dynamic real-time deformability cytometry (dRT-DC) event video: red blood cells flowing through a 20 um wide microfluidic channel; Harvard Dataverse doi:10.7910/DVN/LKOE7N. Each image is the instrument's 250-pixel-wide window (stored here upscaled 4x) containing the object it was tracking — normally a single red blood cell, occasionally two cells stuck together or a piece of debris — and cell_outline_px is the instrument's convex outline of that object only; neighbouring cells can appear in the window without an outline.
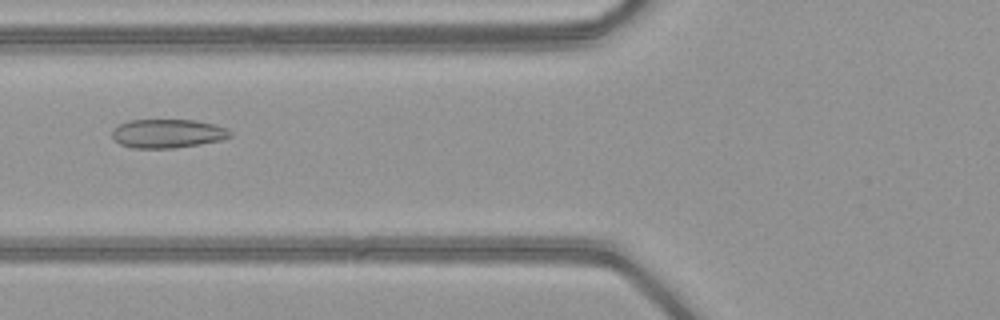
{"species": "common noctule bat (a hibernating species)", "species_latin": "Nyctalus noctula", "temperature_condition": "warm", "stored_images_in_passage": 44, "camera_frame_rate_fps": 3000, "um_per_image_px": 0.085, "animal": {"sex": "female", "body_mass_g": 21.9}, "frame": {"image": 1, "passage_image": 14, "time_ms": 4.333, "image_size_px": [1000, 320], "cell_outline_px": [[232, 136], [220, 140], [200, 144], [176, 148], [132, 148], [120, 144], [112, 136], [112, 128], [128, 120], [196, 120], [228, 128], [232, 132]], "centroid_in_image_um": [14.25, 11.35], "position_along_channel_um": 111.6, "area_um2": 19.88}}
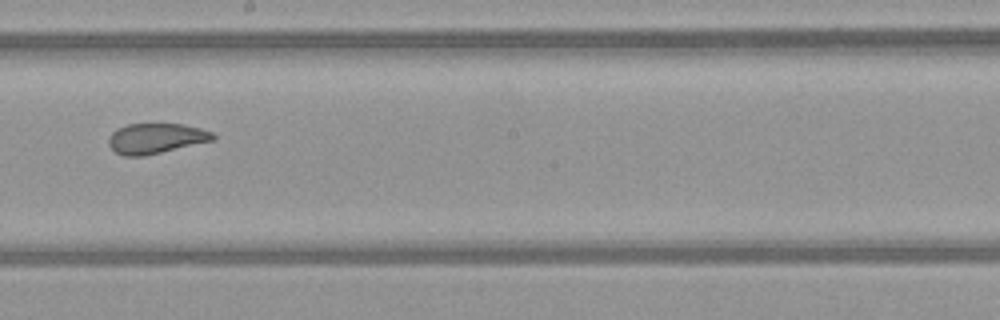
{"frame": {"image": 2, "passage_image": 23, "time_ms": 7.333, "image_size_px": [1000, 320], "cell_outline_px": [[216, 140], [144, 156], [124, 156], [116, 152], [108, 144], [108, 136], [116, 128], [128, 124], [184, 124], [200, 128], [212, 132], [216, 136]], "centroid_in_image_um": [13.26, 11.76], "position_along_channel_um": 234.9, "area_um2": 18.55}}
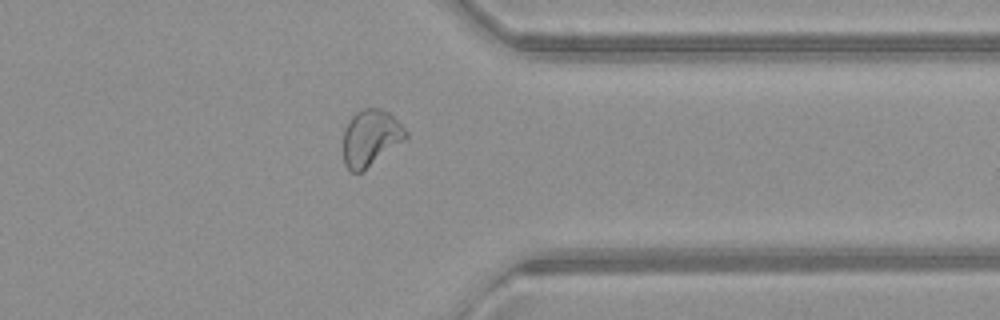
{"frame": {"image": 3, "passage_image": 34, "time_ms": 11.0, "image_size_px": [1000, 320], "cell_outline_px": [[408, 136], [404, 140], [360, 172], [352, 172], [344, 164], [344, 128], [348, 120], [360, 108], [380, 108], [388, 112], [408, 132]], "centroid_in_image_um": [31.48, 11.68], "position_along_channel_um": 379.9, "area_um2": 20.17}, "authors_computed_cell_mechanics": {"area_um2": 20.5768, "velocity_mm_per_s": 4.0945, "shape_relaxation_time_tau1_ms": null, "shape_relaxation_time_tau2_ms": 1.1135, "deformation_change_tau1": null, "deformation_change_tau2": 0.0664}}